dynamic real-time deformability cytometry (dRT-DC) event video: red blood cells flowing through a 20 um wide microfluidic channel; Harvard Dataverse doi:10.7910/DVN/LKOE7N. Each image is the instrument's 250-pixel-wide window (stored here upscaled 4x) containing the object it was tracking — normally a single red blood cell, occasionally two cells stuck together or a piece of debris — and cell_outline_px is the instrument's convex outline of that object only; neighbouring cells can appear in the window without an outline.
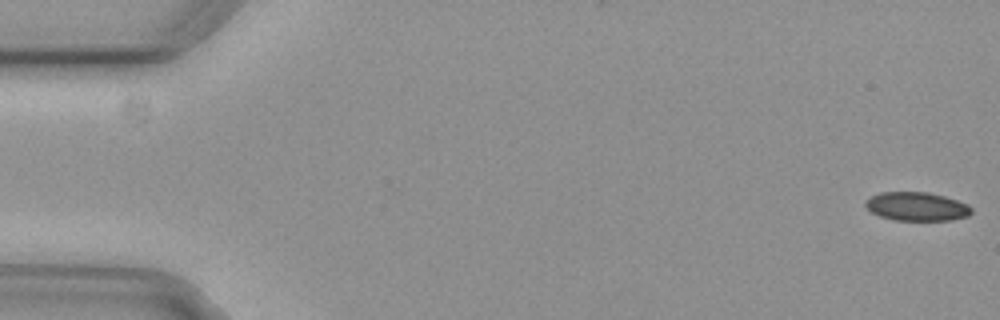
{"species": "common noctule bat (a hibernating species)", "species_latin": "Nyctalus noctula", "temperature_condition": "cold", "stored_images_in_passage": 23, "camera_frame_rate_fps": 3000, "um_per_image_px": 0.085, "animal": {"sex": "female", "body_mass_g": 29.2, "forearm_length_mm": 56.3}, "frame": {"image": 1, "passage_image": 1, "time_ms": 0.0, "image_size_px": [1000, 320], "cell_outline_px": [[972, 212], [968, 216], [948, 220], [896, 220], [880, 216], [872, 212], [864, 204], [872, 196], [880, 192], [928, 192], [944, 196], [968, 204], [972, 208]], "centroid_in_image_um": [77.95, 17.55], "position_along_channel_um": 7.1, "area_um2": 17.51}}
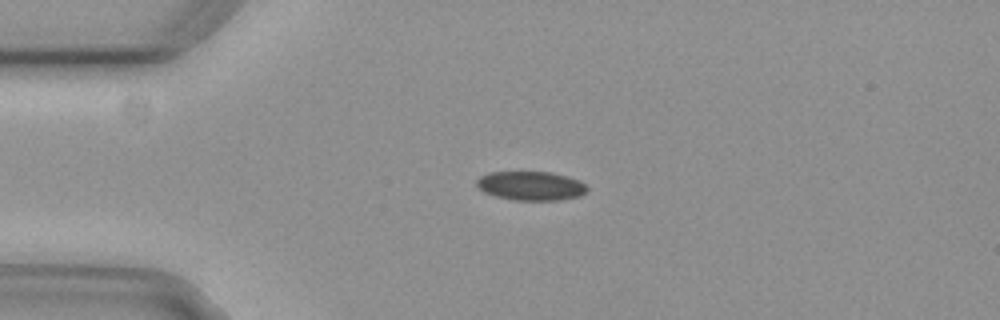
{"frame": {"image": 2, "passage_image": 13, "time_ms": 4.0, "image_size_px": [1000, 320], "cell_outline_px": [[588, 188], [580, 196], [556, 200], [516, 200], [496, 196], [484, 192], [476, 188], [476, 180], [480, 176], [488, 172], [552, 172], [568, 176], [580, 180]], "centroid_in_image_um": [45.09, 15.78], "position_along_channel_um": 39.9, "area_um2": 18.73}}
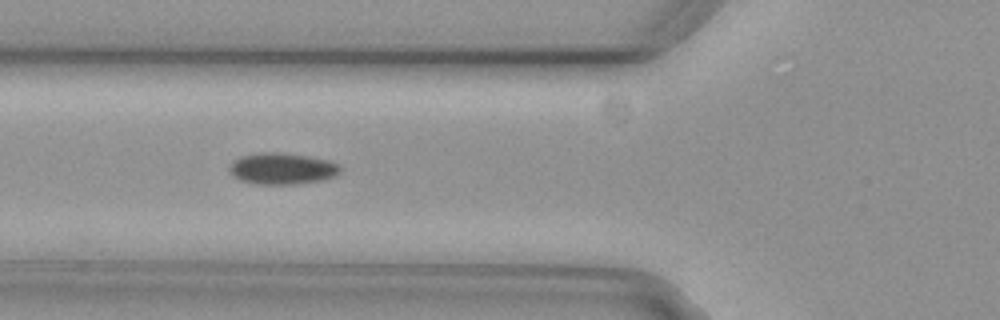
{"frame": {"image": 3, "passage_image": 20, "time_ms": 6.333, "image_size_px": [1000, 320], "cell_outline_px": [[340, 172], [336, 176], [324, 180], [296, 184], [252, 184], [240, 180], [232, 172], [232, 164], [240, 156], [260, 152], [284, 152], [308, 156], [328, 160], [340, 164]], "centroid_in_image_um": [24.06, 14.33], "position_along_channel_um": 101.7, "area_um2": 20.29}}